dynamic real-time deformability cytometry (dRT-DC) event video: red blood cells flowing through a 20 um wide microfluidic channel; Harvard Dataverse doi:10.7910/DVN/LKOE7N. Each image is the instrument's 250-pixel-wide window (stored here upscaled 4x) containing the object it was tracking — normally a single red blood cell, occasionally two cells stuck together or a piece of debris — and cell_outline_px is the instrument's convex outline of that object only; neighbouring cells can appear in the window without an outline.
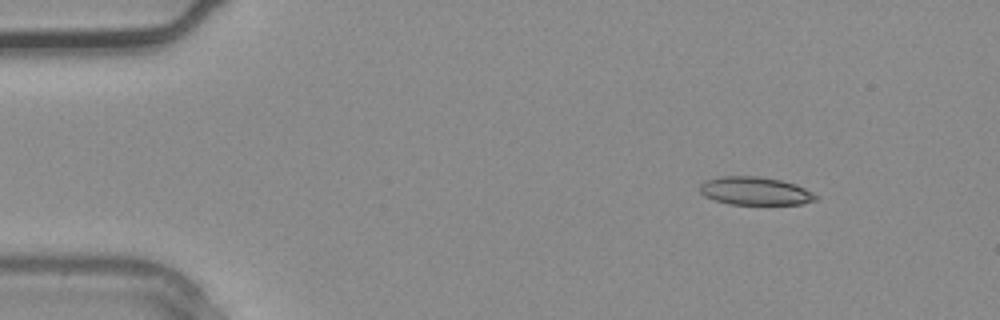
{"species": "common noctule bat (a hibernating species)", "species_latin": "Nyctalus noctula", "temperature_condition": "warm", "stored_images_in_passage": 3, "camera_frame_rate_fps": 3000, "um_per_image_px": 0.085, "animal": {"sex": "male", "body_mass_g": 20.4}, "frame": {"image": 1, "passage_image": 1, "time_ms": 0.0, "image_size_px": [1000, 320], "cell_outline_px": [[820, 196], [816, 200], [800, 204], [728, 204], [704, 196], [700, 192], [700, 184], [704, 180], [720, 176], [756, 176], [780, 180], [796, 184]], "centroid_in_image_um": [64.18, 16.23], "position_along_channel_um": 20.8, "area_um2": 19.02}}
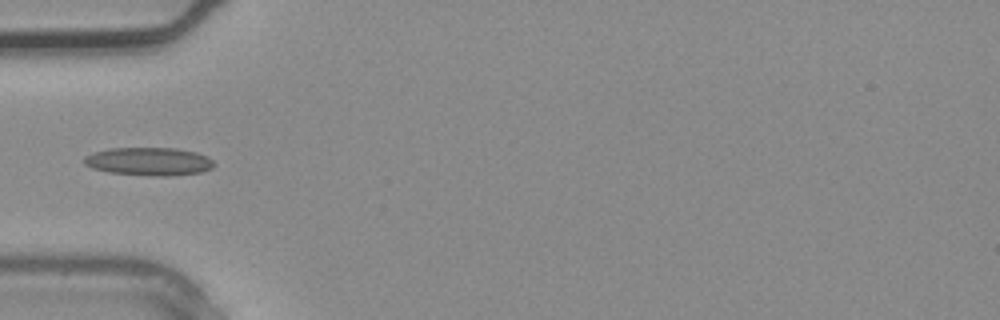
{"frame": {"image": 2, "passage_image": 3, "time_ms": 0.667, "image_size_px": [1000, 320], "cell_outline_px": [[216, 164], [212, 168], [200, 172], [168, 176], [156, 176], [112, 172], [92, 168], [84, 164], [84, 156], [108, 148], [176, 148], [196, 152], [212, 160]], "centroid_in_image_um": [12.66, 13.72], "position_along_channel_um": 72.3, "area_um2": 21.04}}